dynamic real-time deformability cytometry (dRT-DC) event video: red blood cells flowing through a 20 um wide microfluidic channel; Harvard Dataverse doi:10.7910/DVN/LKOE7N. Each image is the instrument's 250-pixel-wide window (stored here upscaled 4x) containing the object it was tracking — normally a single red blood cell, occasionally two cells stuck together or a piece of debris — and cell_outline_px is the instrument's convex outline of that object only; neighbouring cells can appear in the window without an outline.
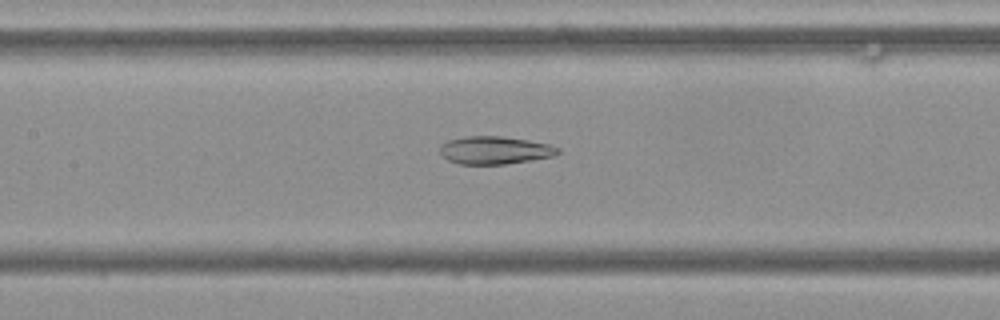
{"species": "Egyptian fruit bat (a non-hibernating species)", "species_latin": "Rousettus aegyptiacus", "temperature_condition": "cold", "stored_images_in_passage": 39, "camera_frame_rate_fps": 3000, "um_per_image_px": 0.085, "frame": {"image": 1, "passage_image": 10, "time_ms": 3.0, "image_size_px": [1000, 320], "cell_outline_px": [[560, 152], [556, 156], [532, 160], [504, 164], [460, 164], [448, 160], [440, 152], [440, 144], [448, 140], [464, 136], [500, 136], [528, 140], [548, 144], [560, 148]], "centroid_in_image_um": [42.07, 12.76], "position_along_channel_um": 165.3, "area_um2": 19.19}}
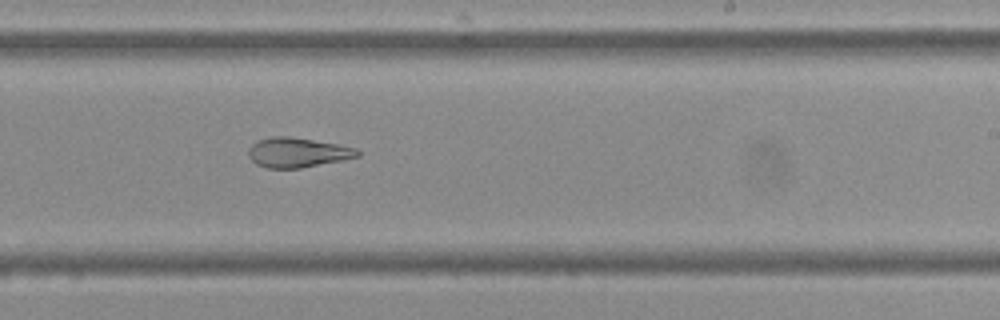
{"frame": {"image": 2, "passage_image": 18, "time_ms": 5.667, "image_size_px": [1000, 320], "cell_outline_px": [[360, 156], [344, 160], [300, 168], [268, 168], [256, 164], [248, 156], [248, 148], [256, 140], [272, 136], [288, 136], [340, 144], [356, 148], [360, 152]], "centroid_in_image_um": [25.29, 12.95], "position_along_channel_um": 263.7, "area_um2": 19.07}}
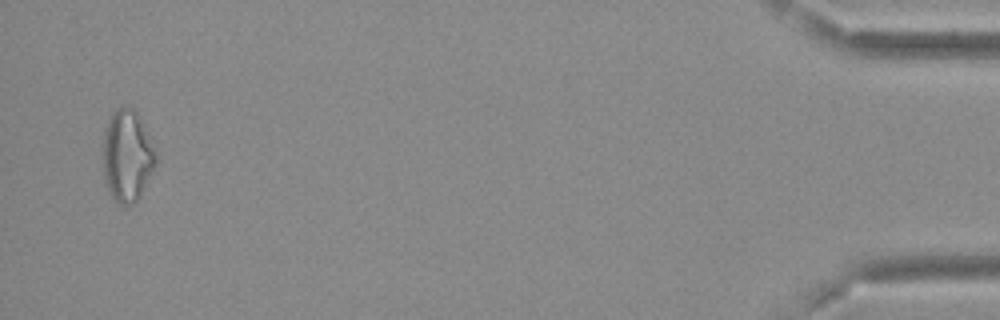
{"frame": {"image": 3, "passage_image": 38, "time_ms": 12.333, "image_size_px": [1000, 320], "cell_outline_px": [[156, 164], [140, 196], [132, 204], [120, 204], [112, 200], [108, 192], [104, 176], [104, 132], [108, 120], [112, 112], [116, 108], [132, 108], [140, 116], [148, 132], [156, 152]], "centroid_in_image_um": [10.82, 13.25], "position_along_channel_um": 424.4, "area_um2": 28.21}, "authors_computed_cell_mechanics": {"area_um2": 20.5768, "velocity_mm_per_s": 3.6956, "shape_relaxation_time_tau1_ms": null, "shape_relaxation_time_tau2_ms": 3.7497, "deformation_change_tau1": null, "deformation_change_tau2": 0.0945}}